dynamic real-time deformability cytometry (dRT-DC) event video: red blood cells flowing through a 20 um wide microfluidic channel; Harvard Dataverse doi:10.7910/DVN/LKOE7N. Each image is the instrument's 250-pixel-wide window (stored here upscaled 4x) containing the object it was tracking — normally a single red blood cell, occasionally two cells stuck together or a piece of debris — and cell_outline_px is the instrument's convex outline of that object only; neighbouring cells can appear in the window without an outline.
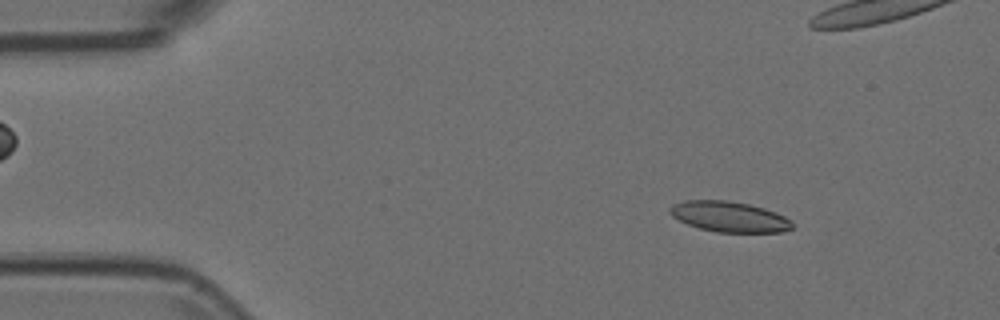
{"species": "Egyptian fruit bat (a non-hibernating species)", "species_latin": "Rousettus aegyptiacus", "temperature_condition": "room temperature", "stored_images_in_passage": 50, "camera_frame_rate_fps": 3000, "um_per_image_px": 0.085, "animal": {"sex": "female"}, "frame": {"image": 1, "passage_image": 2, "time_ms": 0.333, "image_size_px": [1000, 320], "cell_outline_px": [[792, 228], [780, 232], [716, 232], [700, 228], [688, 224], [672, 216], [668, 212], [668, 208], [672, 204], [684, 200], [728, 200], [748, 204], [764, 208], [776, 212], [784, 216], [792, 224]], "centroid_in_image_um": [61.94, 18.41], "position_along_channel_um": 23.1, "area_um2": 21.68}}
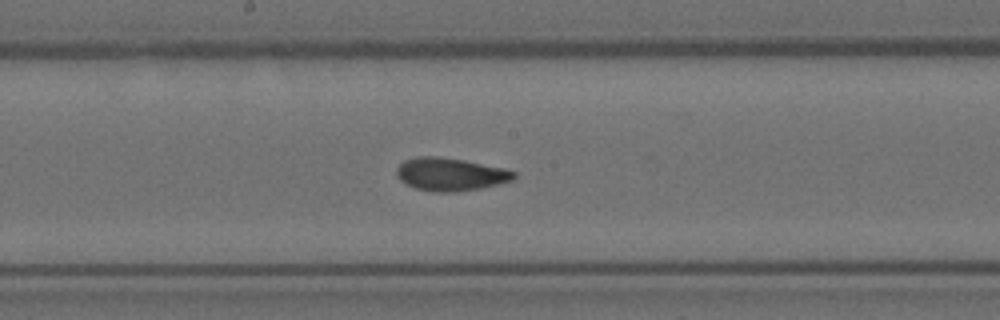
{"frame": {"image": 2, "passage_image": 23, "time_ms": 7.333, "image_size_px": [1000, 320], "cell_outline_px": [[516, 176], [512, 180], [500, 184], [480, 188], [452, 192], [432, 192], [416, 188], [404, 184], [396, 176], [396, 168], [404, 160], [416, 156], [436, 156], [464, 160], [504, 168], [516, 172]], "centroid_in_image_um": [38.25, 14.81], "position_along_channel_um": 209.9, "area_um2": 22.66}}
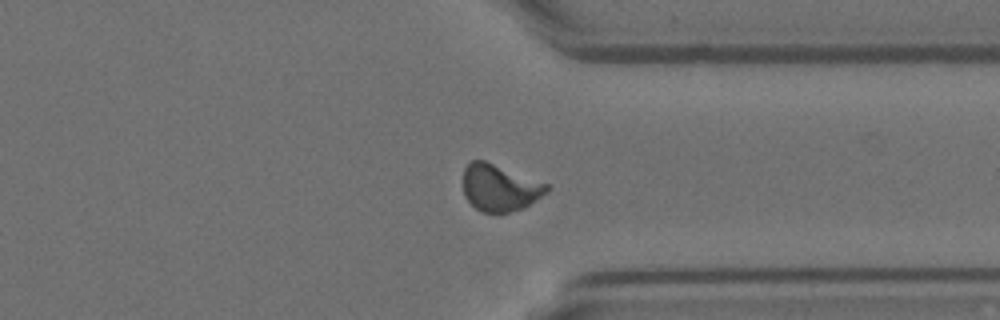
{"frame": {"image": 3, "passage_image": 36, "time_ms": 11.667, "image_size_px": [1000, 320], "cell_outline_px": [[548, 192], [524, 208], [508, 212], [484, 212], [476, 208], [464, 196], [464, 168], [472, 160], [484, 160], [548, 184]], "centroid_in_image_um": [42.48, 15.96], "position_along_channel_um": 368.9, "area_um2": 22.48}}